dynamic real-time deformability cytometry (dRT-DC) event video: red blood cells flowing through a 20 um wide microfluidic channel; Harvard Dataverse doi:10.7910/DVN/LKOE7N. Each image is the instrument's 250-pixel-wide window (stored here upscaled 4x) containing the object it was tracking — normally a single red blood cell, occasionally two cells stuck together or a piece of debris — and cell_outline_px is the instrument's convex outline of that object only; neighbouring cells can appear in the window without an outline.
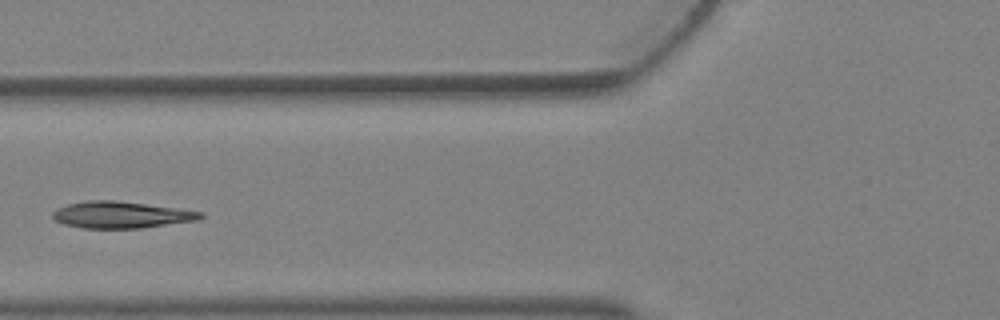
{"species": "Egyptian fruit bat (a non-hibernating species)", "species_latin": "Rousettus aegyptiacus", "temperature_condition": "warm", "stored_images_in_passage": 6, "camera_frame_rate_fps": 3000, "um_per_image_px": 0.085, "animal": {"sex": "female"}, "frame": {"image": 1, "passage_image": 6, "time_ms": 1.667, "image_size_px": [1000, 320], "cell_outline_px": [[204, 216], [200, 220], [144, 228], [80, 228], [64, 224], [56, 220], [52, 216], [52, 212], [56, 208], [68, 204], [88, 200], [116, 200], [176, 208], [204, 212]], "centroid_in_image_um": [10.32, 18.26], "position_along_channel_um": 115.5, "area_um2": 23.12}}